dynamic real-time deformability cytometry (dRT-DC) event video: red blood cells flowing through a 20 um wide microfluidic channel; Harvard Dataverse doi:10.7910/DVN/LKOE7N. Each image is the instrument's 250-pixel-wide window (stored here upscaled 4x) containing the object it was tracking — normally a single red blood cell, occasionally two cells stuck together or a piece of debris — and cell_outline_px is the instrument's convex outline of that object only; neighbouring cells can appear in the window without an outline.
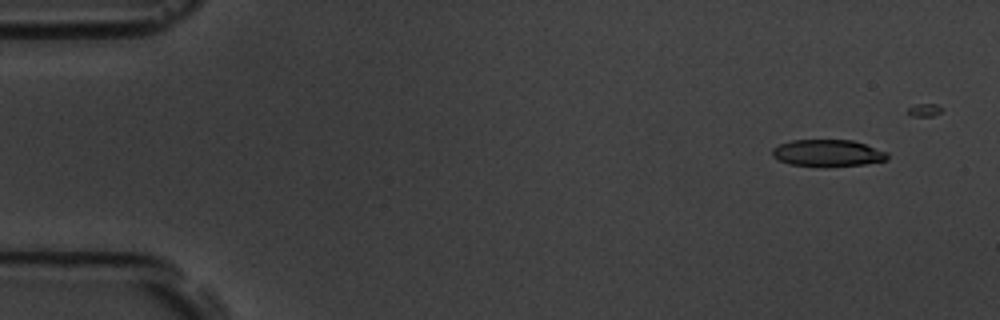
{"species": "common noctule bat (a hibernating species)", "species_latin": "Nyctalus noctula", "temperature_condition": "room temperature", "stored_images_in_passage": 6, "camera_frame_rate_fps": 3000, "um_per_image_px": 0.085, "animal": {"sex": "male", "body_mass_g": 19.5, "forearm_length_mm": 54.6}, "frame": {"image": 1, "passage_image": 2, "time_ms": 0.333, "image_size_px": [1000, 320], "cell_outline_px": [[888, 160], [864, 164], [788, 164], [772, 156], [772, 148], [780, 144], [792, 140], [852, 140], [888, 152]], "centroid_in_image_um": [70.36, 12.97], "position_along_channel_um": 14.6, "area_um2": 17.22}}
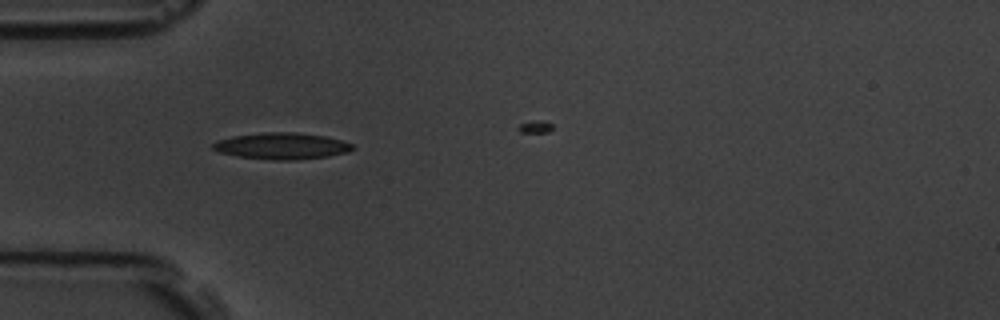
{"frame": {"image": 2, "passage_image": 5, "time_ms": 1.333, "image_size_px": [1000, 320], "cell_outline_px": [[356, 148], [348, 152], [328, 156], [296, 160], [272, 160], [236, 156], [220, 152], [212, 148], [212, 144], [220, 140], [232, 136], [268, 132], [296, 132], [324, 136], [340, 140], [352, 144]], "centroid_in_image_um": [23.97, 12.41], "position_along_channel_um": 61.0, "area_um2": 21.44}}
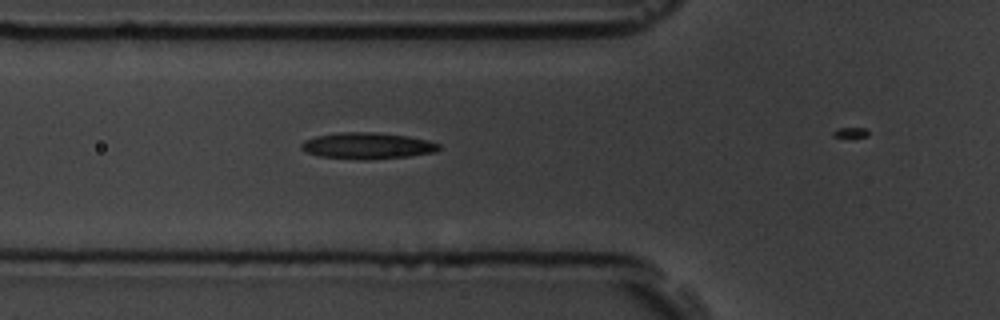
{"frame": {"image": 3, "passage_image": 6, "time_ms": 1.667, "image_size_px": [1000, 320], "cell_outline_px": [[440, 148], [436, 152], [408, 156], [364, 160], [320, 156], [308, 152], [300, 148], [300, 144], [304, 140], [316, 136], [340, 132], [376, 132], [408, 136], [428, 140], [440, 144]], "centroid_in_image_um": [31.24, 12.38], "position_along_channel_um": 94.6, "area_um2": 21.1}}